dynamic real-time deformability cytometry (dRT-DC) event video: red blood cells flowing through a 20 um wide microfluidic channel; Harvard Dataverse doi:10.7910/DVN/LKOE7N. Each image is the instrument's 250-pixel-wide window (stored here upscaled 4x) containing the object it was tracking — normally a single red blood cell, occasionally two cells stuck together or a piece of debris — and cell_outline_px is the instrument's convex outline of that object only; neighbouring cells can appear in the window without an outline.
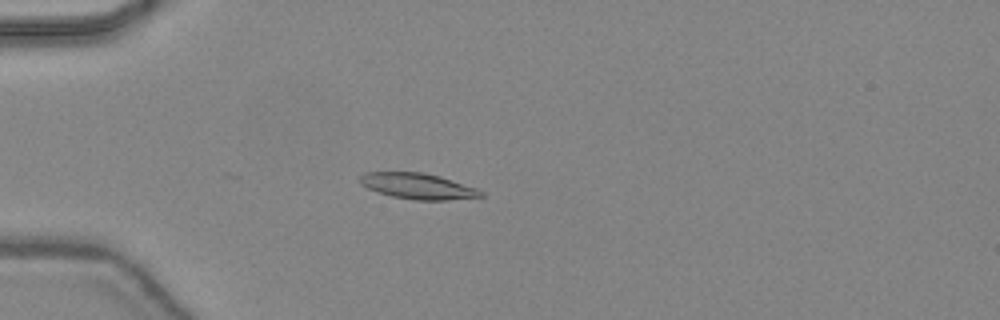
{"species": "common noctule bat (a hibernating species)", "species_latin": "Nyctalus noctula", "temperature_condition": "warm", "stored_images_in_passage": 48, "camera_frame_rate_fps": 3000, "um_per_image_px": 0.085, "animal": {"sex": "female", "body_mass_g": 24.6, "forearm_length_mm": 56.2}, "frame": {"image": 1, "passage_image": 15, "time_ms": 4.667, "image_size_px": [1000, 320], "cell_outline_px": [[484, 196], [448, 200], [416, 200], [392, 196], [376, 192], [360, 184], [360, 176], [364, 172], [424, 172], [440, 176], [476, 188], [484, 192]], "centroid_in_image_um": [35.5, 15.82], "position_along_channel_um": 49.5, "area_um2": 18.21}}
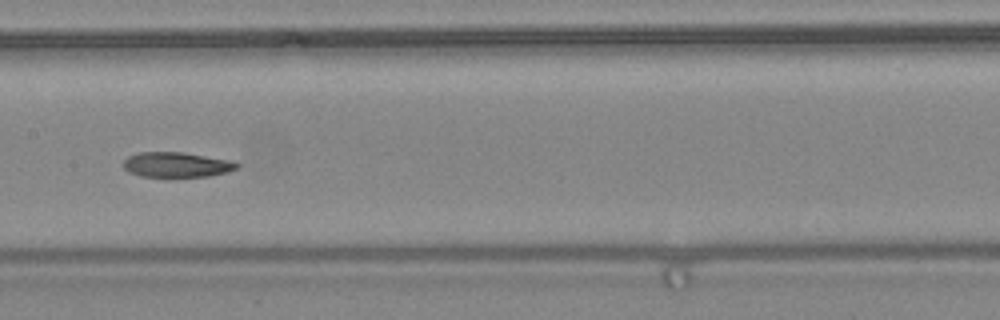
{"frame": {"image": 2, "passage_image": 26, "time_ms": 8.333, "image_size_px": [1000, 320], "cell_outline_px": [[240, 168], [228, 172], [208, 176], [140, 176], [128, 172], [124, 168], [124, 160], [128, 156], [136, 152], [184, 152], [228, 160], [240, 164]], "centroid_in_image_um": [15.01, 13.99], "position_along_channel_um": 192.4, "area_um2": 16.53}}
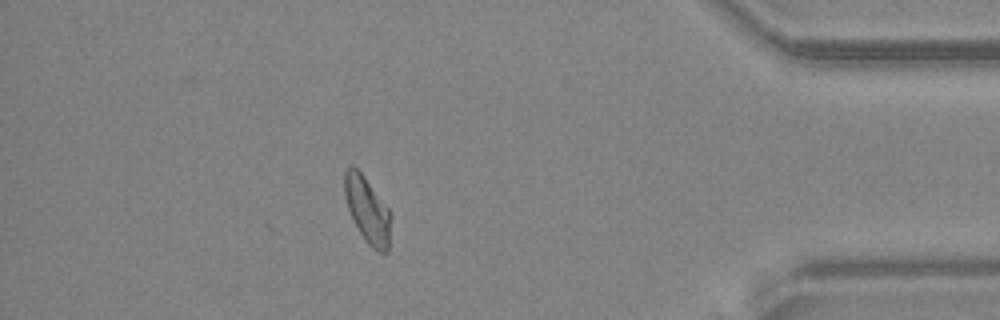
{"frame": {"image": 3, "passage_image": 43, "time_ms": 14.0, "image_size_px": [1000, 320], "cell_outline_px": [[388, 252], [380, 252], [372, 248], [364, 240], [352, 220], [344, 196], [344, 172], [352, 164], [364, 176], [388, 208]], "centroid_in_image_um": [31.16, 17.82], "position_along_channel_um": 404.0, "area_um2": 17.34}, "authors_computed_cell_mechanics": {"area_um2": 17.629, "velocity_mm_per_s": 4.4222, "shape_relaxation_time_tau1_ms": 6.8378, "shape_relaxation_time_tau2_ms": 3.904, "deformation_change_tau1": 0.1834, "deformation_change_tau2": 0.0969}}